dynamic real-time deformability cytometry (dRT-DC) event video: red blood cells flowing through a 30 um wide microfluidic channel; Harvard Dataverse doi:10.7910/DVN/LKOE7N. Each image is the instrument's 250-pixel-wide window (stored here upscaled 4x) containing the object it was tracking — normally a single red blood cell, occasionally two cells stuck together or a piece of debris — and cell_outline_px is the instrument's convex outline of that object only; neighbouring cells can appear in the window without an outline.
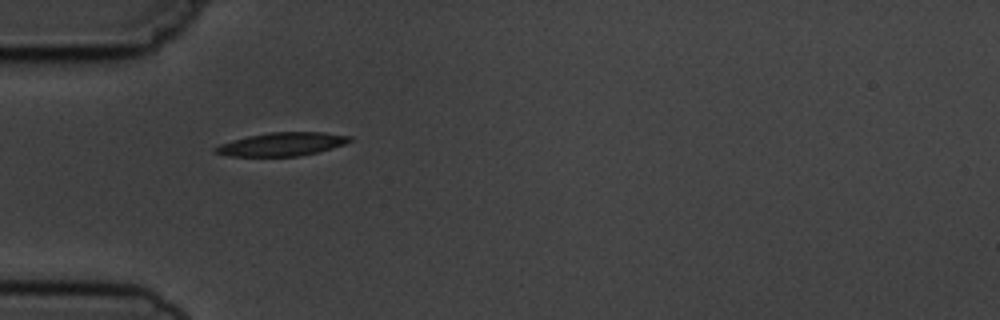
{"species": "common noctule bat (a hibernating species)", "species_latin": "Nyctalus noctula", "temperature_condition": "cold", "stored_images_in_passage": 3, "camera_frame_rate_fps": 3000, "um_per_image_px": 0.085, "animal": {"sex": "male", "body_mass_g": 19.5, "forearm_length_mm": 54.6}, "frame": {"image": 1, "passage_image": 1, "time_ms": 0.0, "image_size_px": [1000, 320], "cell_outline_px": [[352, 140], [344, 144], [332, 148], [300, 156], [228, 156], [212, 152], [212, 148], [220, 144], [232, 140], [248, 136], [268, 132], [324, 132], [352, 136]], "centroid_in_image_um": [23.93, 12.25], "position_along_channel_um": 61.1, "area_um2": 18.38}}
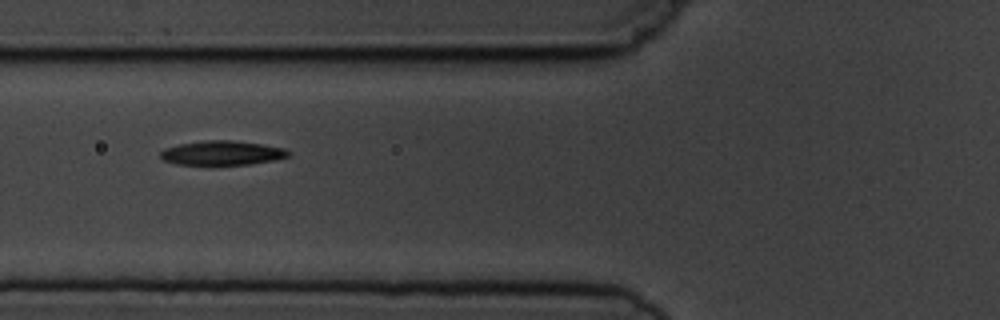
{"frame": {"image": 2, "passage_image": 2, "time_ms": 1.333, "image_size_px": [1000, 320], "cell_outline_px": [[292, 152], [288, 156], [276, 160], [248, 164], [212, 168], [176, 164], [164, 160], [160, 156], [160, 152], [164, 148], [180, 144], [204, 140], [232, 140], [260, 144], [284, 148]], "centroid_in_image_um": [18.84, 13.05], "position_along_channel_um": 107.0, "area_um2": 19.02}}
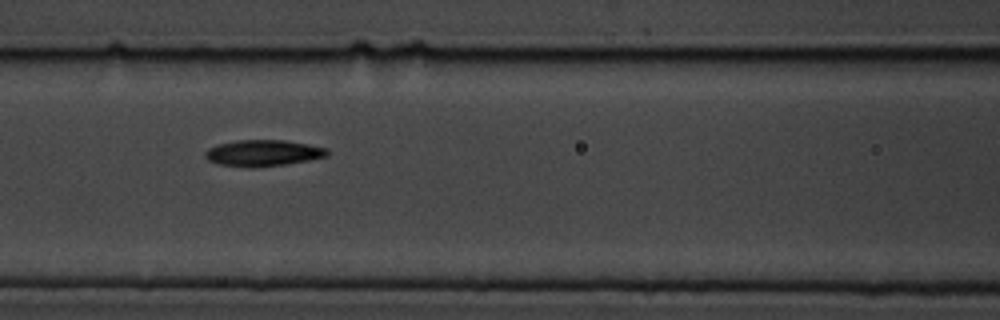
{"frame": {"image": 3, "passage_image": 3, "time_ms": 2.333, "image_size_px": [1000, 320], "cell_outline_px": [[328, 156], [308, 160], [284, 164], [252, 168], [248, 168], [216, 164], [208, 160], [204, 156], [204, 152], [208, 148], [216, 144], [236, 140], [284, 140], [308, 144], [328, 148]], "centroid_in_image_um": [22.31, 13.01], "position_along_channel_um": 144.3, "area_um2": 18.9}}